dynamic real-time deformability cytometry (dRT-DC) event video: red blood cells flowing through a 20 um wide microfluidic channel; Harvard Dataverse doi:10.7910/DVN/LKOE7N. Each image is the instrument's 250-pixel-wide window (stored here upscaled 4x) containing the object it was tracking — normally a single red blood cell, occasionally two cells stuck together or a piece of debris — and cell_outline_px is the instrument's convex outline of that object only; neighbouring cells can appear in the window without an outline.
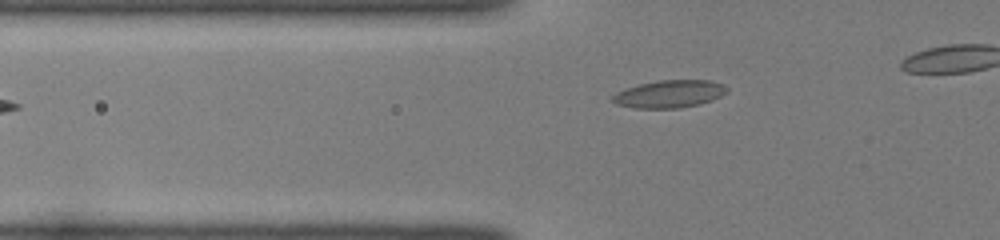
{"species": "common noctule bat (a hibernating species)", "species_latin": "Nyctalus noctula", "temperature_condition": "room temperature", "stored_images_in_passage": 30, "camera_frame_rate_fps": 3000, "um_per_image_px": 0.085, "animal": {"sex": "female", "body_mass_g": 22.0, "forearm_length_mm": 56.7}, "frame": {"image": 1, "passage_image": 3, "time_ms": 0.667, "image_size_px": [1000, 240], "cell_outline_px": [[728, 92], [712, 100], [700, 104], [680, 108], [632, 108], [616, 104], [608, 100], [616, 92], [640, 84], [656, 80], [708, 80], [724, 84], [728, 88]], "centroid_in_image_um": [56.89, 7.99], "position_along_channel_um": 68.9, "area_um2": 18.55}}
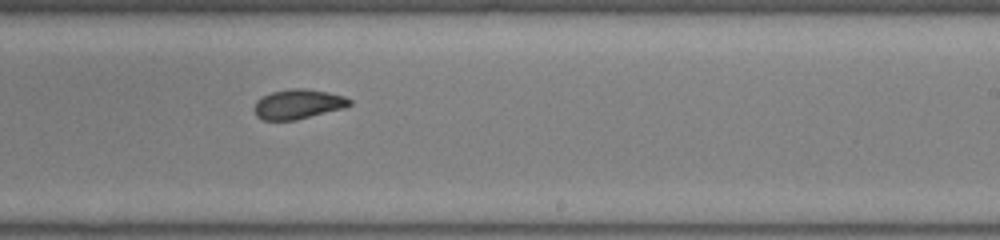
{"frame": {"image": 2, "passage_image": 18, "time_ms": 5.667, "image_size_px": [1000, 240], "cell_outline_px": [[352, 104], [344, 108], [296, 120], [260, 120], [256, 116], [252, 108], [256, 100], [272, 92], [288, 88], [304, 88], [328, 92], [344, 96], [352, 100]], "centroid_in_image_um": [25.31, 8.85], "position_along_channel_um": 263.7, "area_um2": 16.7}}
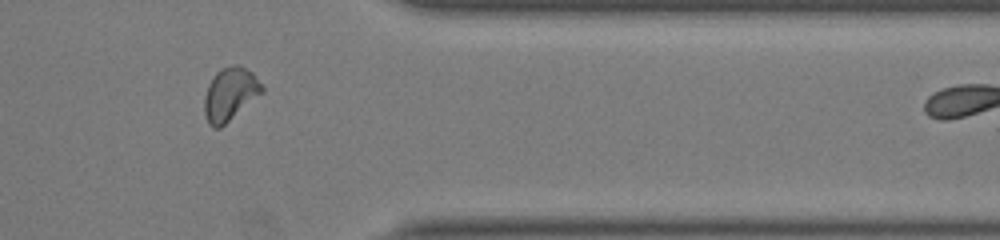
{"frame": {"image": 3, "passage_image": 28, "time_ms": 9.0, "image_size_px": [1000, 240], "cell_outline_px": [[264, 92], [220, 128], [212, 128], [208, 124], [204, 112], [204, 96], [208, 84], [216, 72], [220, 68], [232, 64], [240, 64], [252, 72], [264, 88]], "centroid_in_image_um": [19.54, 7.99], "position_along_channel_um": 391.9, "area_um2": 18.03}}